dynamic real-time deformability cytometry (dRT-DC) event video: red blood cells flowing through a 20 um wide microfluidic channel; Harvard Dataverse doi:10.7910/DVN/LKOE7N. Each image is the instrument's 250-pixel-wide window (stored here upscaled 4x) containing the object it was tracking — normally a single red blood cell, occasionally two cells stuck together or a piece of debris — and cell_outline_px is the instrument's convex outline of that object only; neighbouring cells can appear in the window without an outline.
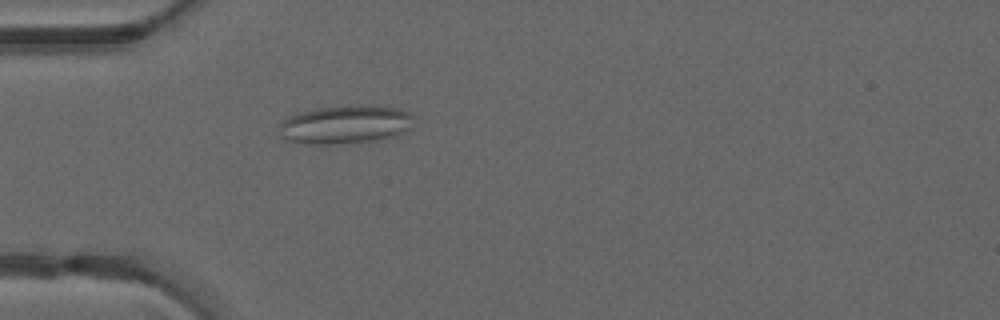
{"species": "common noctule bat (a hibernating species)", "species_latin": "Nyctalus noctula", "temperature_condition": "warm", "stored_images_in_passage": 49, "segment_of_instrument_passage": [1, 2], "camera_frame_rate_fps": 3000, "um_per_image_px": 0.085, "animal": {"sex": "male", "forearm_length_mm": 52.5}, "frame": {"image": 1, "passage_image": 15, "time_ms": 4.667, "image_size_px": [1000, 320], "cell_outline_px": [[416, 116], [408, 128], [396, 136], [380, 140], [348, 144], [304, 144], [288, 140], [280, 136], [280, 124], [284, 116], [316, 108], [356, 104], [396, 108], [408, 112]], "centroid_in_image_um": [29.32, 10.59], "position_along_channel_um": 55.7, "area_um2": 30.69}}